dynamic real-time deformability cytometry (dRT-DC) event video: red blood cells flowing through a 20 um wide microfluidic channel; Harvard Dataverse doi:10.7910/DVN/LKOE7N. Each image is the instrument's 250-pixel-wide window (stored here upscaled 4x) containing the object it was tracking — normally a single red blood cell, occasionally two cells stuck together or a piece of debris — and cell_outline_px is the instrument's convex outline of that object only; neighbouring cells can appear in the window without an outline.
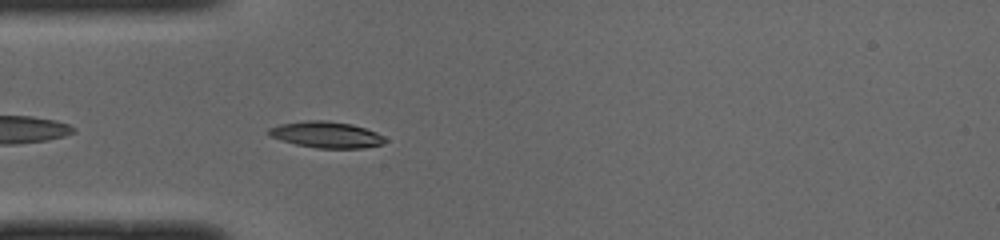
{"species": "common noctule bat (a hibernating species)", "species_latin": "Nyctalus noctula", "temperature_condition": "cold", "stored_images_in_passage": 31, "camera_frame_rate_fps": 3000, "um_per_image_px": 0.085, "animal": {"sex": "male", "body_mass_g": 19.0, "forearm_length_mm": 50.8}, "frame": {"image": 1, "passage_image": 3, "time_ms": 0.667, "image_size_px": [1000, 240], "cell_outline_px": [[388, 140], [380, 144], [360, 148], [316, 148], [296, 144], [268, 136], [268, 128], [280, 124], [304, 120], [328, 120], [352, 124], [376, 132], [384, 136]], "centroid_in_image_um": [27.71, 11.43], "position_along_channel_um": 57.3, "area_um2": 17.8}}
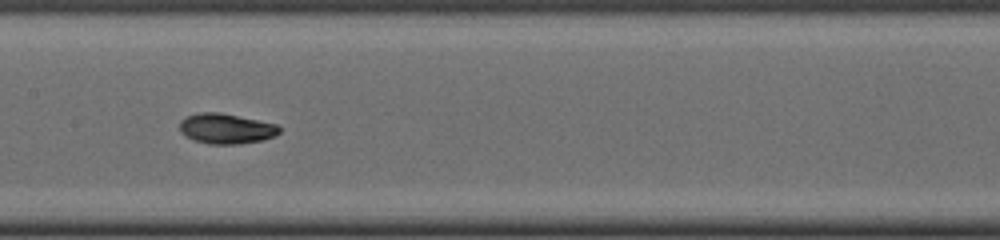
{"frame": {"image": 2, "passage_image": 13, "time_ms": 4.0, "image_size_px": [1000, 240], "cell_outline_px": [[280, 132], [276, 136], [260, 140], [236, 144], [208, 144], [192, 140], [184, 136], [180, 132], [180, 120], [196, 112], [220, 112], [276, 124], [280, 128]], "centroid_in_image_um": [19.18, 10.93], "position_along_channel_um": 188.2, "area_um2": 17.63}}
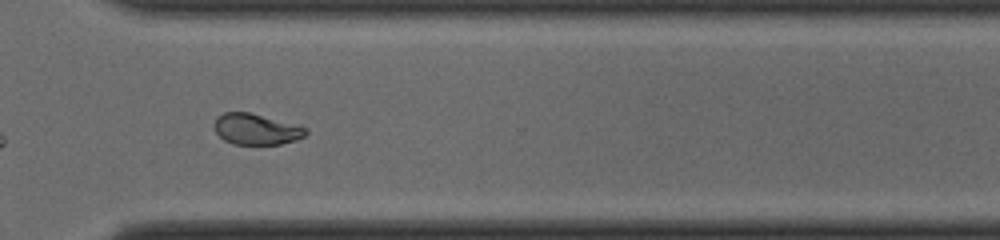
{"frame": {"image": 3, "passage_image": 25, "time_ms": 8.0, "image_size_px": [1000, 240], "cell_outline_px": [[308, 132], [304, 136], [296, 140], [280, 144], [232, 144], [224, 140], [216, 132], [212, 124], [216, 116], [224, 112], [248, 112], [300, 124], [308, 128]], "centroid_in_image_um": [21.79, 10.97], "position_along_channel_um": 348.8, "area_um2": 16.88}, "authors_computed_cell_mechanics": {"area_um2": 16.9932, "velocity_mm_per_s": 4.0004, "shape_relaxation_time_tau1_ms": 3.7146, "shape_relaxation_time_tau2_ms": 4.0339, "deformation_change_tau1": 0.1539, "deformation_change_tau2": 0.0751}}